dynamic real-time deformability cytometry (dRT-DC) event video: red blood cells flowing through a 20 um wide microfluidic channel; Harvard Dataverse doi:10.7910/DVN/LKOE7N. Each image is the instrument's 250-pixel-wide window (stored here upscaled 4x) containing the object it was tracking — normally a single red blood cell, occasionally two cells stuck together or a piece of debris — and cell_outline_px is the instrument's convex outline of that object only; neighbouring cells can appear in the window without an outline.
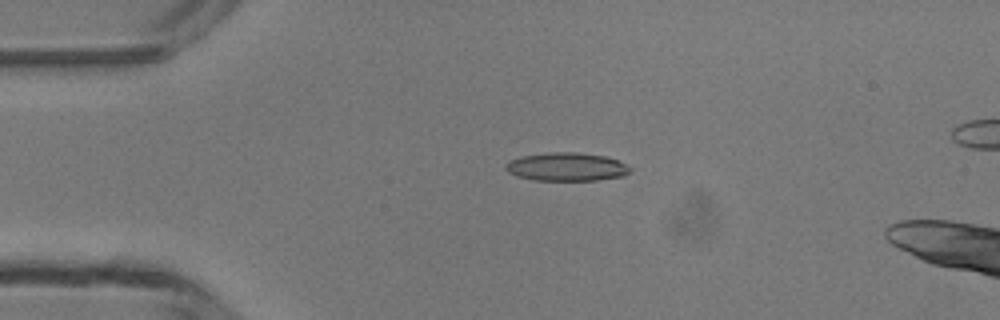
{"species": "common noctule bat (a hibernating species)", "species_latin": "Nyctalus noctula", "temperature_condition": "room temperature", "stored_images_in_passage": 5, "camera_frame_rate_fps": 3000, "um_per_image_px": 0.085, "animal": {"sex": "male", "body_mass_g": 13.3}, "frame": {"image": 1, "passage_image": 3, "time_ms": 3.333, "image_size_px": [1000, 320], "cell_outline_px": [[632, 168], [624, 176], [596, 180], [536, 180], [516, 176], [508, 172], [504, 168], [512, 160], [520, 156], [552, 152], [576, 152], [604, 156], [616, 160]], "centroid_in_image_um": [48.15, 14.18], "position_along_channel_um": 36.8, "area_um2": 20.29}}